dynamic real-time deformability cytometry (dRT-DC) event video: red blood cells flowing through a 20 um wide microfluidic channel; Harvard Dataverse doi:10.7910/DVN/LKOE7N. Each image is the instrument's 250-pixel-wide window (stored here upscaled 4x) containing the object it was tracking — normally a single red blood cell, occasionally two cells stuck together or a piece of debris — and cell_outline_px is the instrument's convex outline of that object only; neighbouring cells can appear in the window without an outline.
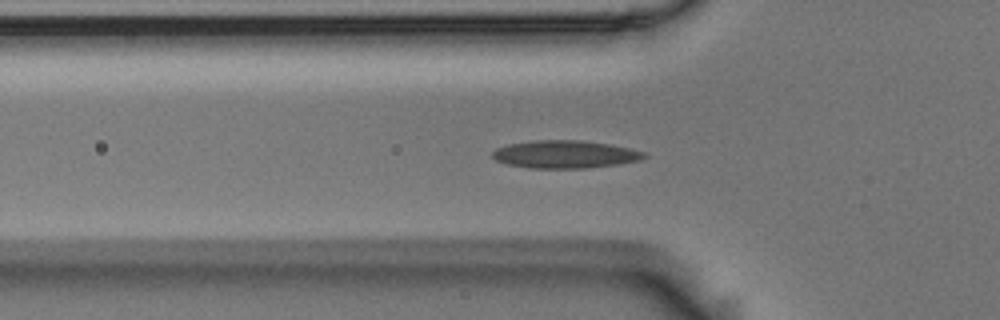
{"species": "Egyptian fruit bat (a non-hibernating species)", "species_latin": "Rousettus aegyptiacus", "temperature_condition": "room temperature", "stored_images_in_passage": 37, "camera_frame_rate_fps": 3000, "um_per_image_px": 0.085, "animal": {"sex": "male"}, "frame": {"image": 1, "passage_image": 13, "time_ms": 4.0, "image_size_px": [1000, 320], "cell_outline_px": [[648, 156], [640, 160], [620, 164], [588, 168], [528, 168], [508, 164], [496, 160], [492, 156], [492, 152], [496, 148], [508, 144], [536, 140], [580, 140], [612, 144], [648, 152]], "centroid_in_image_um": [48.08, 13.11], "position_along_channel_um": 77.7, "area_um2": 24.8}}
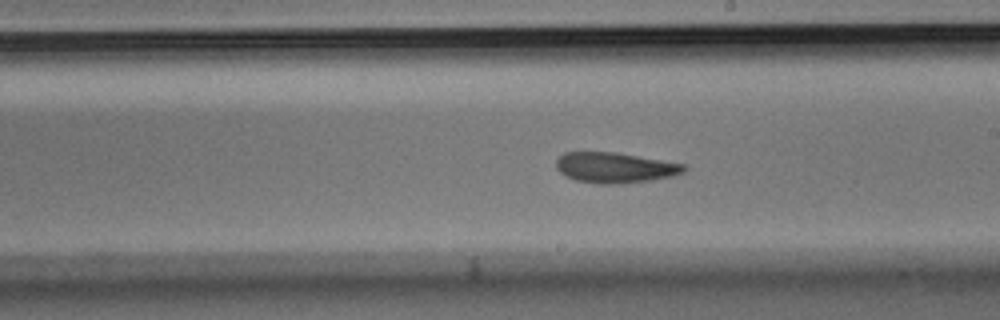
{"frame": {"image": 2, "passage_image": 26, "time_ms": 8.333, "image_size_px": [1000, 320], "cell_outline_px": [[688, 168], [684, 172], [672, 176], [652, 180], [620, 184], [596, 184], [576, 180], [564, 176], [556, 168], [556, 160], [564, 152], [616, 152], [684, 164]], "centroid_in_image_um": [52.26, 14.26], "position_along_channel_um": 236.7, "area_um2": 22.83}}
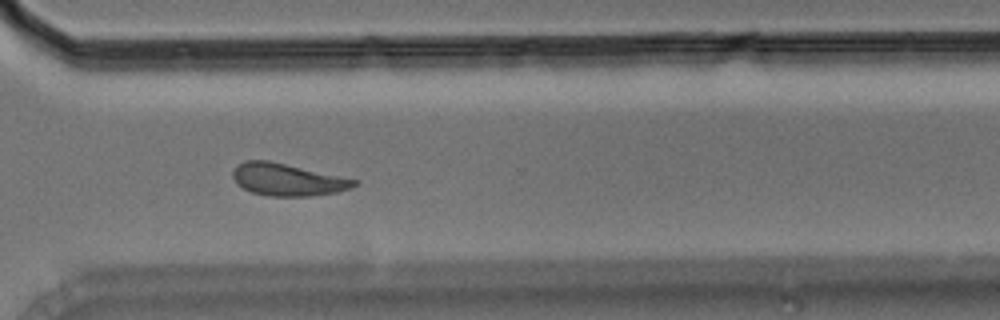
{"frame": {"image": 3, "passage_image": 35, "time_ms": 11.333, "image_size_px": [1000, 320], "cell_outline_px": [[360, 184], [352, 188], [336, 192], [312, 196], [268, 196], [252, 192], [236, 184], [232, 176], [232, 172], [244, 160], [268, 160], [360, 180]], "centroid_in_image_um": [24.48, 15.27], "position_along_channel_um": 346.1, "area_um2": 22.89}, "authors_computed_cell_mechanics": {"area_um2": 23.0622, "velocity_mm_per_s": 3.6514, "shape_relaxation_time_tau1_ms": 7.6744, "shape_relaxation_time_tau2_ms": 4.0057, "deformation_change_tau1": 0.1488, "deformation_change_tau2": 0.105}}